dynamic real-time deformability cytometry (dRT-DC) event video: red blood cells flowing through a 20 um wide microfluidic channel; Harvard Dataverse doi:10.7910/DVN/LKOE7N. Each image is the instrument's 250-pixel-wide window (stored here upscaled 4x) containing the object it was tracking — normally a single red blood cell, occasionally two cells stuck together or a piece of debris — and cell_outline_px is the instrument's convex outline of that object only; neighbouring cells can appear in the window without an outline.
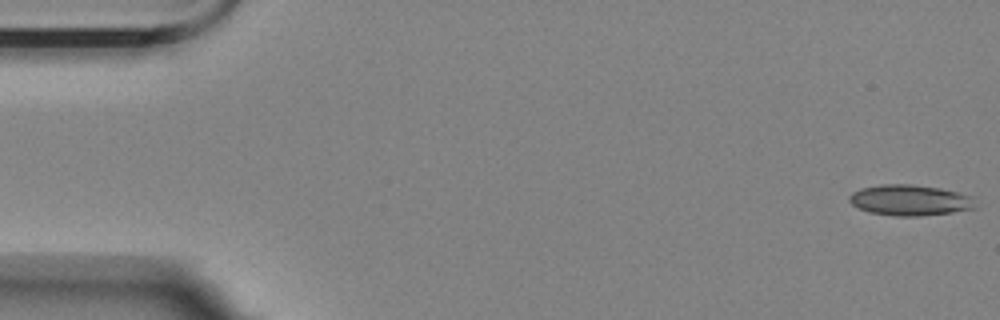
{"species": "Egyptian fruit bat (a non-hibernating species)", "species_latin": "Rousettus aegyptiacus", "temperature_condition": "room temperature", "stored_images_in_passage": 14, "camera_frame_rate_fps": 3000, "um_per_image_px": 0.085, "animal": {"sex": "female"}, "frame": {"image": 1, "passage_image": 1, "time_ms": 0.0, "image_size_px": [1000, 320], "cell_outline_px": [[980, 208], [952, 212], [920, 216], [896, 216], [868, 212], [852, 204], [848, 200], [848, 196], [852, 192], [860, 188], [880, 184], [912, 184], [940, 188], [972, 196]], "centroid_in_image_um": [77.36, 17.01], "position_along_channel_um": 7.6, "area_um2": 22.89}}
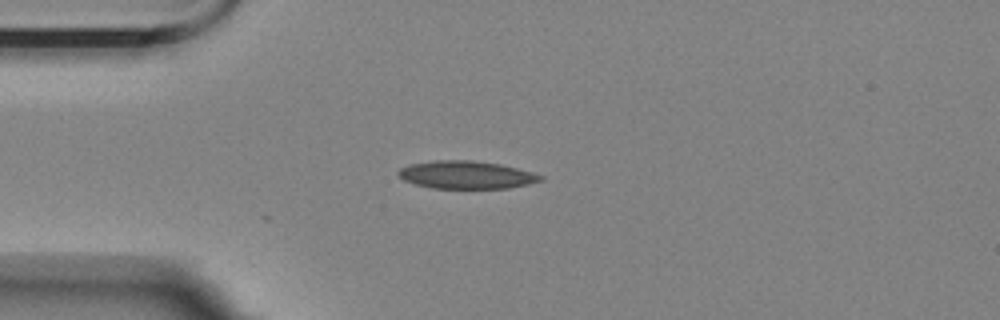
{"frame": {"image": 2, "passage_image": 14, "time_ms": 4.333, "image_size_px": [1000, 320], "cell_outline_px": [[544, 180], [528, 184], [508, 188], [432, 188], [416, 184], [404, 180], [396, 172], [400, 168], [408, 164], [432, 160], [472, 160], [500, 164], [532, 172], [544, 176]], "centroid_in_image_um": [39.62, 14.85], "position_along_channel_um": 45.4, "area_um2": 23.06}}